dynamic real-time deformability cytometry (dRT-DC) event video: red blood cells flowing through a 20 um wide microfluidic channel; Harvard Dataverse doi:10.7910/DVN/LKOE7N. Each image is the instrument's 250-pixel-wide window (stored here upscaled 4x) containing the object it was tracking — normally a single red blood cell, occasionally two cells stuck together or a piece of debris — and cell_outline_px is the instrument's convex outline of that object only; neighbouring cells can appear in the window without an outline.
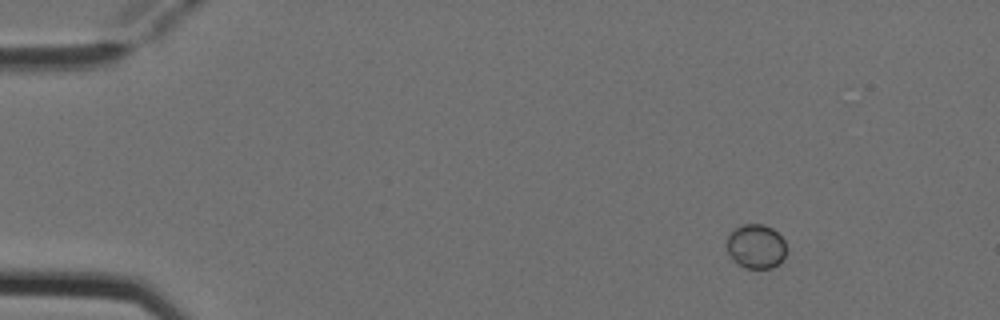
{"species": "Egyptian fruit bat (a non-hibernating species)", "species_latin": "Rousettus aegyptiacus", "temperature_condition": "cold", "stored_images_in_passage": 4, "camera_frame_rate_fps": 3000, "um_per_image_px": 0.085, "animal": {"sex": "female"}, "frame": {"image": 1, "passage_image": 2, "time_ms": 0.333, "image_size_px": [1000, 320], "cell_outline_px": [[784, 256], [780, 264], [772, 268], [748, 268], [732, 260], [728, 252], [728, 236], [732, 228], [744, 224], [764, 224], [772, 228], [784, 240]], "centroid_in_image_um": [64.24, 20.93], "position_along_channel_um": 20.8, "area_um2": 15.26}}